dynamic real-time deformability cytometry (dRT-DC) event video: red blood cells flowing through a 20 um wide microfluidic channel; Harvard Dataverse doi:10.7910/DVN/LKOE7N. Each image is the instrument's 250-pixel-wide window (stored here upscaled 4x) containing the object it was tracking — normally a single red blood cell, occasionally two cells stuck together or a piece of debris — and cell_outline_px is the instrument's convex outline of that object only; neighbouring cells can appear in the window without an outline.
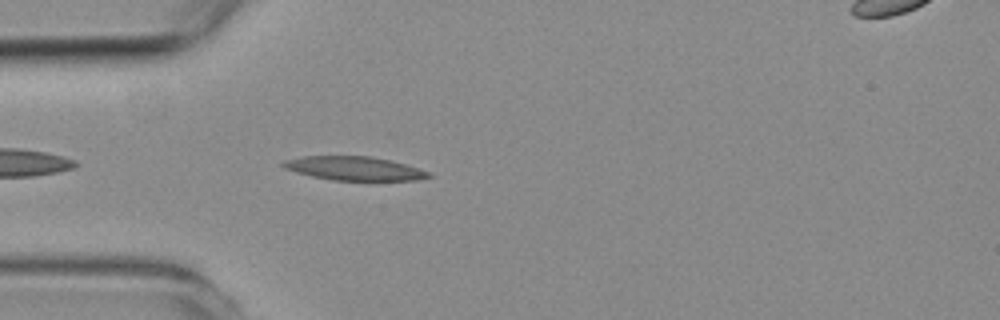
{"species": "common noctule bat (a hibernating species)", "species_latin": "Nyctalus noctula", "temperature_condition": "room temperature", "stored_images_in_passage": 3, "camera_frame_rate_fps": 3000, "um_per_image_px": 0.085, "animal": {"sex": "female", "body_mass_g": 19.3, "forearm_length_mm": 54.1}, "frame": {"image": 1, "passage_image": 3, "time_ms": 2.333, "image_size_px": [1000, 320], "cell_outline_px": [[432, 176], [420, 180], [332, 180], [312, 176], [296, 172], [284, 168], [280, 164], [284, 160], [304, 156], [372, 156], [404, 164], [432, 172]], "centroid_in_image_um": [30.11, 14.31], "position_along_channel_um": 54.9, "area_um2": 20.11}}